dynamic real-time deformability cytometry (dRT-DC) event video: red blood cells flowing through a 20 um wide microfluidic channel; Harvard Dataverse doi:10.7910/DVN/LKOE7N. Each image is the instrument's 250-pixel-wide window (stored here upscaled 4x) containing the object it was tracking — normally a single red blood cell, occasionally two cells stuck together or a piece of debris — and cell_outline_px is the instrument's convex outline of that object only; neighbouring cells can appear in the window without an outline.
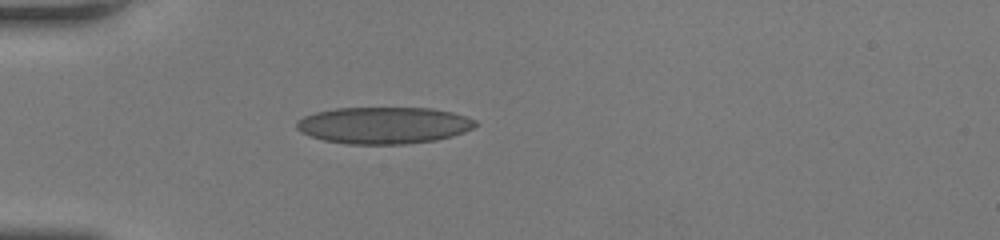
{"species": "human", "species_latin": "Homo sapiens", "temperature_condition": "room temperature", "stored_images_in_passage": 35, "camera_frame_rate_fps": 3000, "um_per_image_px": 0.085, "donor": {"sex": "female"}, "frame": {"image": 1, "passage_image": 1, "time_ms": 0.0, "image_size_px": [1000, 240], "cell_outline_px": [[480, 124], [464, 132], [452, 136], [436, 140], [404, 144], [348, 144], [324, 140], [300, 132], [296, 128], [296, 120], [304, 116], [316, 112], [336, 108], [432, 108], [452, 112], [476, 120]], "centroid_in_image_um": [32.62, 10.65], "position_along_channel_um": 52.4, "area_um2": 38.38}}
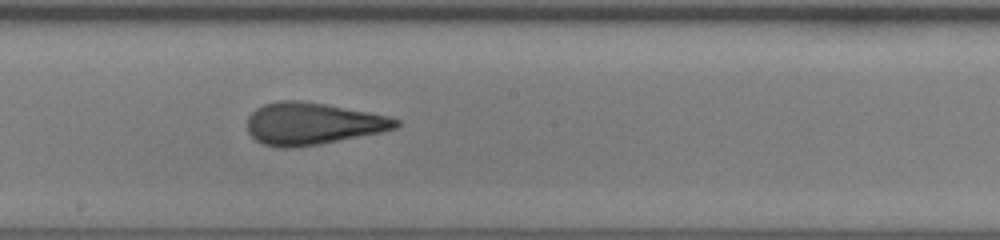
{"frame": {"image": 2, "passage_image": 14, "time_ms": 4.333, "image_size_px": [1000, 240], "cell_outline_px": [[400, 124], [396, 128], [380, 132], [320, 144], [292, 148], [284, 148], [264, 144], [256, 140], [248, 132], [248, 116], [256, 108], [264, 104], [280, 100], [300, 100], [324, 104], [388, 116], [400, 120]], "centroid_in_image_um": [26.54, 10.51], "position_along_channel_um": 221.7, "area_um2": 36.13}}
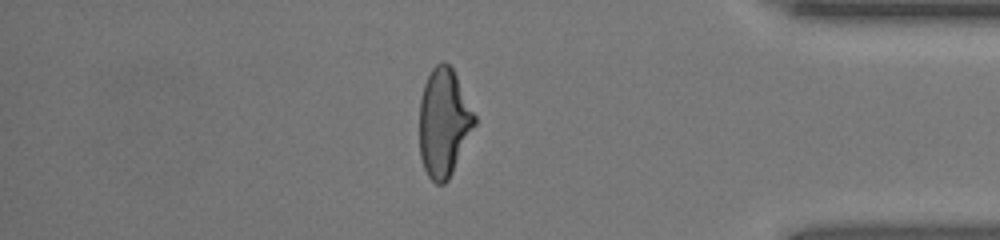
{"frame": {"image": 3, "passage_image": 28, "time_ms": 9.0, "image_size_px": [1000, 240], "cell_outline_px": [[476, 124], [448, 180], [444, 184], [436, 184], [428, 176], [424, 168], [420, 156], [420, 100], [424, 84], [432, 68], [440, 60], [444, 60], [452, 68], [476, 116]], "centroid_in_image_um": [37.72, 10.41], "position_along_channel_um": 397.5, "area_um2": 34.56}, "authors_computed_cell_mechanics": {"area_um2": 35.836, "velocity_mm_per_s": 4.3157, "shape_relaxation_time_tau1_ms": null, "shape_relaxation_time_tau2_ms": 0.8425, "deformation_change_tau1": null, "deformation_change_tau2": 0.1018}}